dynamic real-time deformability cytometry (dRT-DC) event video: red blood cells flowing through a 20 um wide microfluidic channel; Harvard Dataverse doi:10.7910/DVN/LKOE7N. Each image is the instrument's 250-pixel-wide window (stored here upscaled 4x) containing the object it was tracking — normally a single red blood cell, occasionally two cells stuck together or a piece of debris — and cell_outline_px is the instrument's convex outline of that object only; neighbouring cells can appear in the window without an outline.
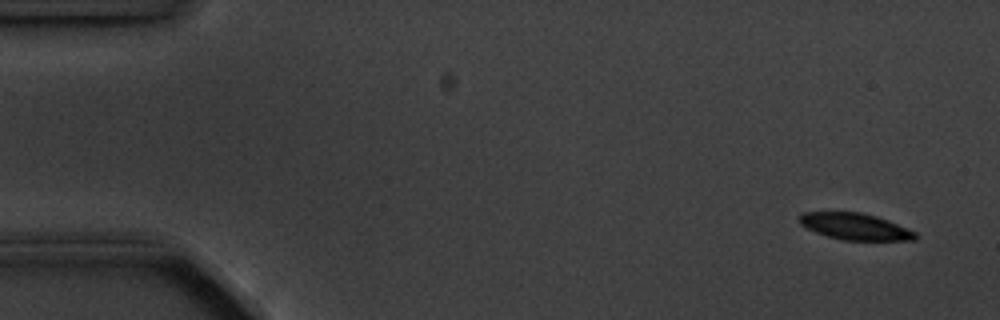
{"species": "common noctule bat (a hibernating species)", "species_latin": "Nyctalus noctula", "temperature_condition": "cold", "stored_images_in_passage": 4, "camera_frame_rate_fps": 3000, "um_per_image_px": 0.085, "animal": {"sex": "male", "body_mass_g": 20.1, "forearm_length_mm": 53.5}, "frame": {"image": 1, "passage_image": 1, "time_ms": 0.0, "image_size_px": [1000, 320], "cell_outline_px": [[920, 236], [916, 240], [844, 240], [828, 236], [804, 228], [796, 220], [796, 216], [804, 212], [860, 212], [876, 216], [888, 220], [916, 232]], "centroid_in_image_um": [72.65, 19.25], "position_along_channel_um": 12.4, "area_um2": 18.15}}
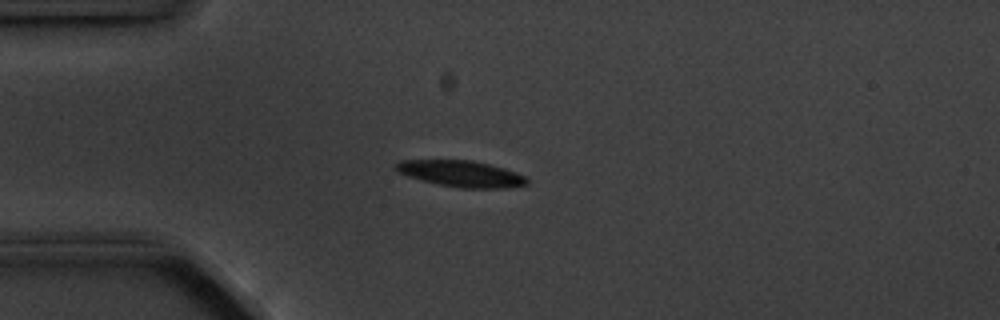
{"frame": {"image": 2, "passage_image": 4, "time_ms": 3.667, "image_size_px": [1000, 320], "cell_outline_px": [[528, 184], [504, 188], [460, 188], [440, 184], [408, 176], [396, 172], [392, 168], [400, 160], [472, 160], [504, 168], [524, 176], [528, 180]], "centroid_in_image_um": [39.16, 14.76], "position_along_channel_um": 45.8, "area_um2": 19.88}}